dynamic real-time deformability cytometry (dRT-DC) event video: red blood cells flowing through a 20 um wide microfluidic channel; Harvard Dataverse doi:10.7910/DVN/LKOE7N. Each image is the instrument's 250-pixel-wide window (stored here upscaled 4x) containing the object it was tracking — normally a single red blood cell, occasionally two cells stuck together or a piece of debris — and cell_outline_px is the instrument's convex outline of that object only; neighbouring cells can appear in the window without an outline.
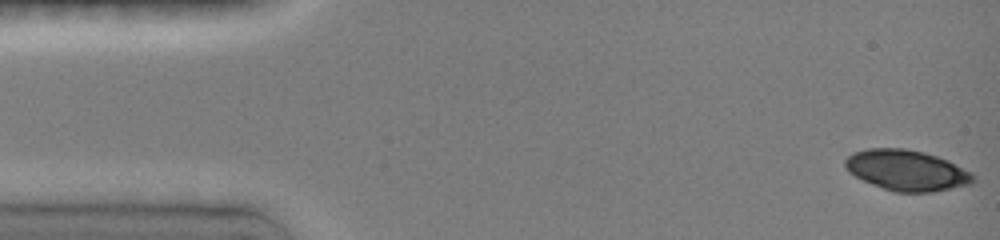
{"species": "common noctule bat (a hibernating species)", "species_latin": "Nyctalus noctula", "temperature_condition": "room temperature", "stored_images_in_passage": 6, "camera_frame_rate_fps": 3000, "um_per_image_px": 0.085, "animal": {"sex": "female", "body_mass_g": 19.0, "forearm_length_mm": 51.5}, "frame": {"image": 1, "passage_image": 1, "time_ms": 0.0, "image_size_px": [1000, 240], "cell_outline_px": [[976, 180], [972, 184], [932, 192], [896, 192], [872, 184], [848, 172], [844, 164], [844, 160], [852, 152], [868, 148], [904, 148], [924, 152], [948, 160], [972, 172], [976, 176]], "centroid_in_image_um": [77.09, 14.47], "position_along_channel_um": 7.9, "area_um2": 30.46}}
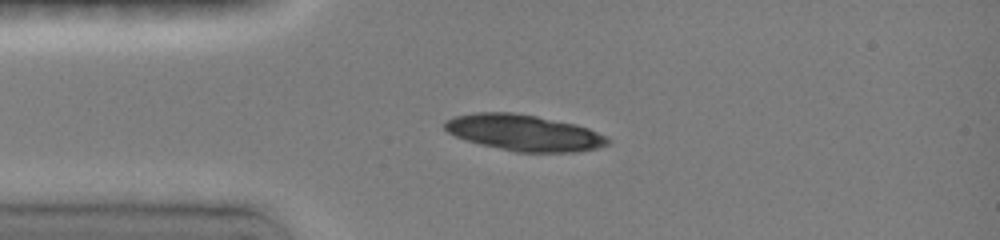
{"frame": {"image": 2, "passage_image": 5, "time_ms": 3.333, "image_size_px": [1000, 240], "cell_outline_px": [[608, 144], [596, 148], [576, 152], [516, 152], [480, 144], [464, 140], [448, 132], [444, 128], [444, 120], [452, 116], [476, 112], [512, 112], [536, 116], [576, 124], [588, 128], [604, 136], [608, 140]], "centroid_in_image_um": [44.47, 11.27], "position_along_channel_um": 40.5, "area_um2": 34.28}}